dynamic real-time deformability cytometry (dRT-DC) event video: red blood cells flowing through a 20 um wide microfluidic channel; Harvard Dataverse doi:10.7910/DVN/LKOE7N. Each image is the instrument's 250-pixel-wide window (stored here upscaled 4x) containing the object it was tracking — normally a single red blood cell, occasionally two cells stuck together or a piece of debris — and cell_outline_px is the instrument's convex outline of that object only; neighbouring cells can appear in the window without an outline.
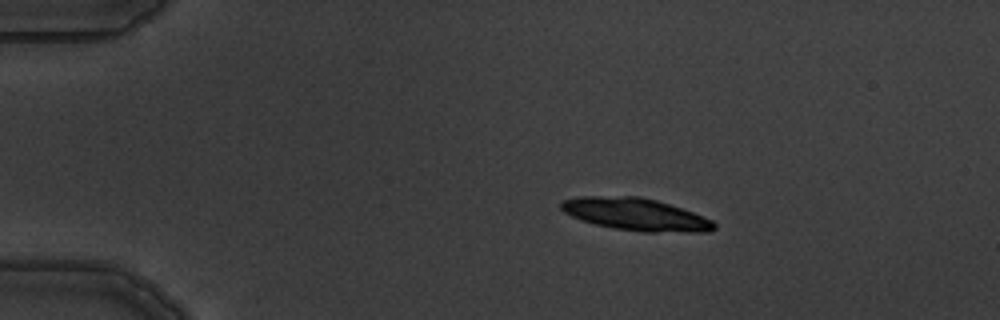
{"species": "common noctule bat (a hibernating species)", "species_latin": "Nyctalus noctula", "temperature_condition": "warm", "stored_images_in_passage": 6, "camera_frame_rate_fps": 3000, "um_per_image_px": 0.085, "animal": {"sex": "male", "body_mass_g": 19.5, "forearm_length_mm": 54.6}, "frame": {"image": 1, "passage_image": 2, "time_ms": 1.333, "image_size_px": [1000, 320], "cell_outline_px": [[716, 228], [708, 232], [640, 232], [612, 228], [580, 220], [564, 212], [560, 208], [560, 200], [580, 196], [640, 196], [656, 200], [692, 212], [712, 220], [716, 224]], "centroid_in_image_um": [54.0, 18.22], "position_along_channel_um": 31.0, "area_um2": 28.96}}